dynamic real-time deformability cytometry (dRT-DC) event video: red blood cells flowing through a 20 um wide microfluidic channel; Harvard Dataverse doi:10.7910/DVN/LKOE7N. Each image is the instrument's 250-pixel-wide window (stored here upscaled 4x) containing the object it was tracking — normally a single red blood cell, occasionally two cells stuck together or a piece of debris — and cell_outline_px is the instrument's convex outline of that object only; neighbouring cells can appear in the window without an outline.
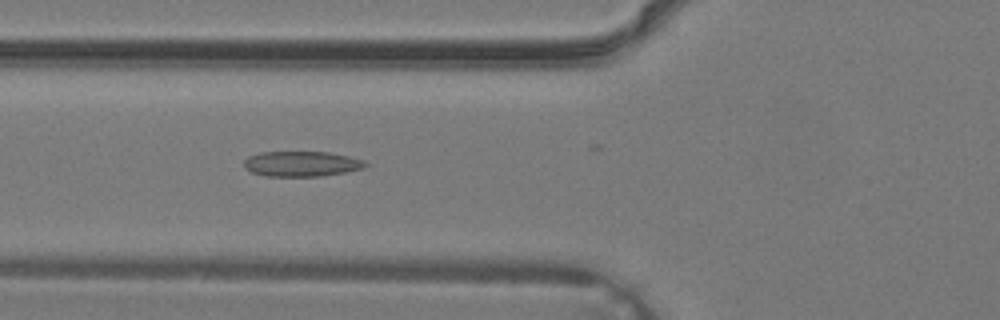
{"species": "common noctule bat (a hibernating species)", "species_latin": "Nyctalus noctula", "temperature_condition": "warm", "stored_images_in_passage": 31, "camera_frame_rate_fps": 3000, "um_per_image_px": 0.085, "animal": {"sex": "male", "body_mass_g": 19.2, "forearm_length_mm": 51.8}, "frame": {"image": 1, "passage_image": 15, "time_ms": 4.667, "image_size_px": [1000, 320], "cell_outline_px": [[368, 164], [364, 168], [344, 172], [320, 176], [264, 176], [252, 172], [244, 168], [244, 160], [248, 156], [260, 152], [328, 152], [348, 156], [364, 160]], "centroid_in_image_um": [25.61, 13.92], "position_along_channel_um": 100.2, "area_um2": 17.86}}
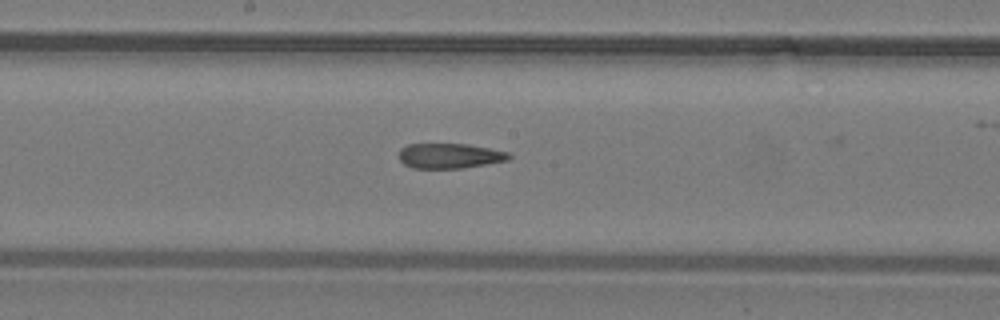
{"frame": {"image": 2, "passage_image": 21, "time_ms": 6.667, "image_size_px": [1000, 320], "cell_outline_px": [[512, 156], [508, 160], [464, 168], [412, 168], [404, 164], [400, 160], [400, 148], [408, 144], [468, 144], [508, 152]], "centroid_in_image_um": [38.22, 13.25], "position_along_channel_um": 210.0, "area_um2": 16.01}}
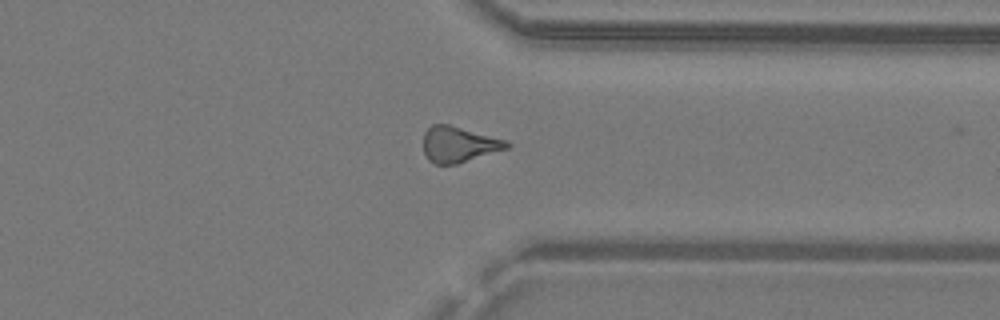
{"frame": {"image": 3, "passage_image": 30, "time_ms": 9.667, "image_size_px": [1000, 320], "cell_outline_px": [[512, 144], [508, 148], [456, 164], [436, 164], [428, 160], [424, 152], [424, 132], [432, 124], [448, 124], [508, 140]], "centroid_in_image_um": [39.01, 12.26], "position_along_channel_um": 372.4, "area_um2": 17.34}}